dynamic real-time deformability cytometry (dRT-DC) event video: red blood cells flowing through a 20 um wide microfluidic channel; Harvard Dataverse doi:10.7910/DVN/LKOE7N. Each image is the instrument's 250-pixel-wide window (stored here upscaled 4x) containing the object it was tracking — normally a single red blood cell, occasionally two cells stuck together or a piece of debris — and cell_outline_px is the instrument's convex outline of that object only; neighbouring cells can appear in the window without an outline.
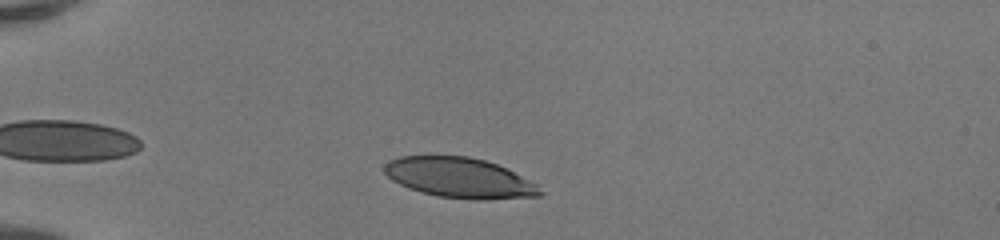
{"species": "human", "species_latin": "Homo sapiens", "temperature_condition": "room temperature", "stored_images_in_passage": 36, "camera_frame_rate_fps": 3000, "um_per_image_px": 0.085, "donor": {"sex": "female"}, "frame": {"image": 1, "passage_image": 5, "time_ms": 1.333, "image_size_px": [1000, 240], "cell_outline_px": [[544, 192], [540, 196], [484, 200], [476, 200], [436, 196], [420, 192], [408, 188], [392, 180], [384, 172], [384, 164], [388, 160], [400, 156], [468, 156], [484, 160], [496, 164], [536, 184]], "centroid_in_image_um": [39.02, 15.12], "position_along_channel_um": 46.0, "area_um2": 36.36}}
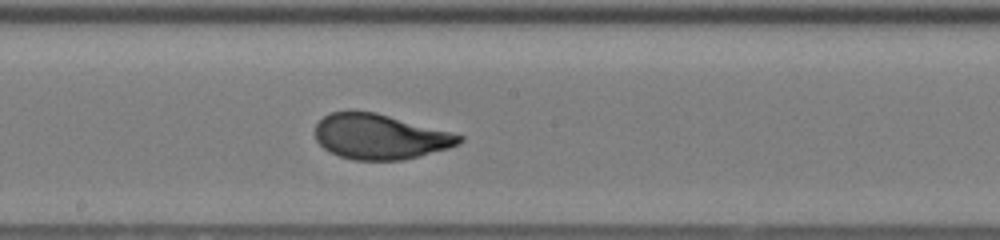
{"frame": {"image": 2, "passage_image": 20, "time_ms": 6.333, "image_size_px": [1000, 240], "cell_outline_px": [[464, 140], [460, 144], [448, 148], [420, 156], [404, 160], [352, 160], [340, 156], [324, 148], [316, 140], [316, 124], [324, 116], [332, 112], [376, 112], [464, 136]], "centroid_in_image_um": [32.31, 11.63], "position_along_channel_um": 215.9, "area_um2": 37.51}}
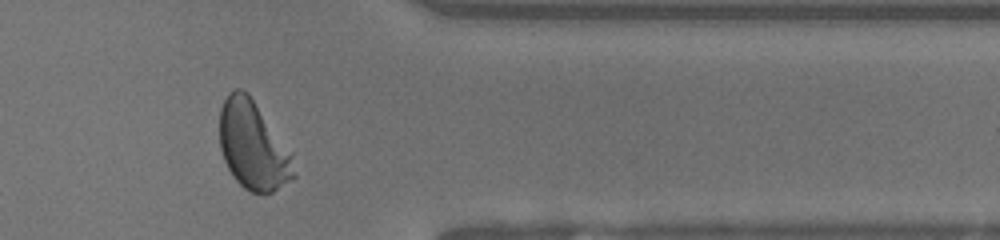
{"frame": {"image": 3, "passage_image": 33, "time_ms": 10.667, "image_size_px": [1000, 240], "cell_outline_px": [[296, 176], [272, 192], [252, 192], [244, 188], [232, 176], [224, 160], [220, 148], [220, 108], [228, 92], [236, 88], [240, 88], [248, 92], [292, 152]], "centroid_in_image_um": [21.51, 12.35], "position_along_channel_um": 389.9, "area_um2": 38.32}, "authors_computed_cell_mechanics": {"area_um2": 37.7434, "velocity_mm_per_s": 4.1947, "shape_relaxation_time_tau1_ms": 3.1989, "shape_relaxation_time_tau2_ms": null, "deformation_change_tau1": 0.1945, "deformation_change_tau2": null}}